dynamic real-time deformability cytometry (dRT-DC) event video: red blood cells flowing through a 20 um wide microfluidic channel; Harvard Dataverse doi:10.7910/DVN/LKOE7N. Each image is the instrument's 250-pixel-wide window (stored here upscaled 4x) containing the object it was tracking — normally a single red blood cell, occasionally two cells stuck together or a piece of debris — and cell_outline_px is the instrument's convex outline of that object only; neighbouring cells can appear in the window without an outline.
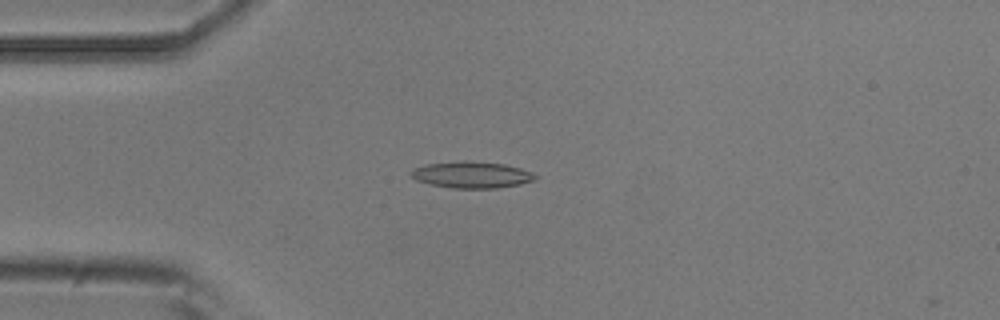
{"species": "common noctule bat (a hibernating species)", "species_latin": "Nyctalus noctula", "temperature_condition": "room temperature", "stored_images_in_passage": 4, "camera_frame_rate_fps": 3000, "um_per_image_px": 0.085, "animal": {"sex": "male", "body_mass_g": 20.5, "forearm_length_mm": 52.5}, "frame": {"image": 1, "passage_image": 2, "time_ms": 1.333, "image_size_px": [1000, 320], "cell_outline_px": [[540, 176], [532, 180], [520, 184], [496, 188], [452, 188], [428, 184], [416, 180], [408, 172], [412, 168], [424, 164], [464, 160], [504, 164], [520, 168], [532, 172]], "centroid_in_image_um": [40.04, 14.85], "position_along_channel_um": 45.0, "area_um2": 19.36}}
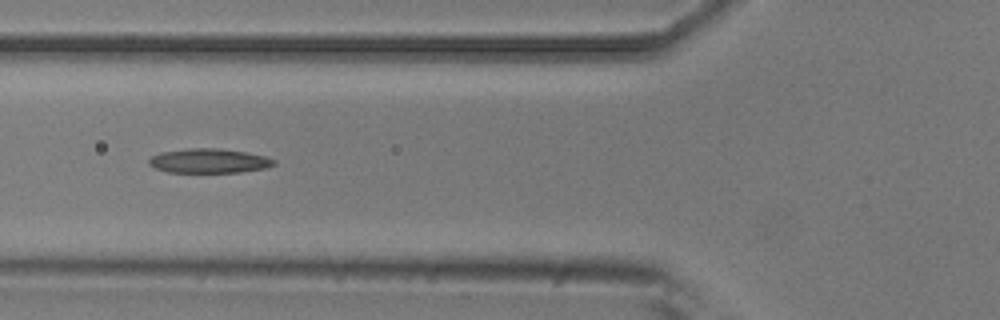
{"frame": {"image": 2, "passage_image": 4, "time_ms": 3.333, "image_size_px": [1000, 320], "cell_outline_px": [[276, 164], [264, 168], [240, 172], [168, 172], [156, 168], [148, 164], [148, 160], [152, 156], [160, 152], [188, 148], [216, 148], [244, 152], [264, 156], [276, 160]], "centroid_in_image_um": [17.74, 13.67], "position_along_channel_um": 108.1, "area_um2": 17.63}}